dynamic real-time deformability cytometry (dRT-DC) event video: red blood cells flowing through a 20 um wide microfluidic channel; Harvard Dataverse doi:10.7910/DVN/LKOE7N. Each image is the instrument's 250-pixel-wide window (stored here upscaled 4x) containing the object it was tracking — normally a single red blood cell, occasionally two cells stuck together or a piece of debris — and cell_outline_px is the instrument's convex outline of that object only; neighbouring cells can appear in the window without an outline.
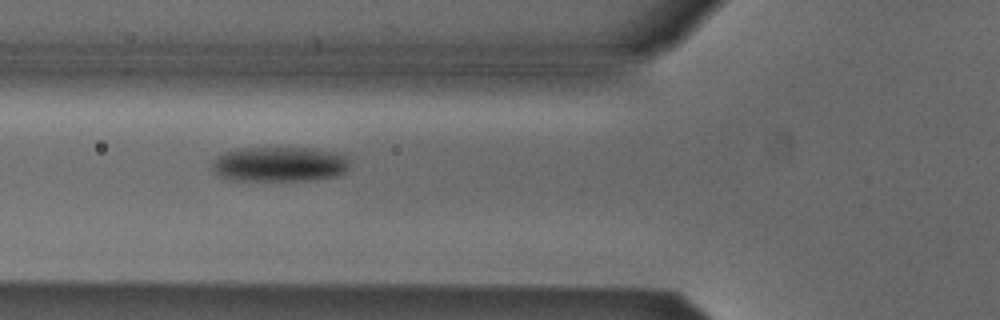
{"species": "Egyptian fruit bat (a non-hibernating species)", "species_latin": "Rousettus aegyptiacus", "temperature_condition": "cold", "stored_images_in_passage": 4, "camera_frame_rate_fps": 3000, "um_per_image_px": 0.085, "animal": {"sex": "male"}, "frame": {"image": 1, "passage_image": 2, "time_ms": 0.333, "image_size_px": [1000, 320], "cell_outline_px": [[348, 168], [344, 172], [336, 176], [308, 180], [232, 180], [220, 176], [212, 168], [212, 160], [224, 152], [236, 148], [312, 148], [332, 152], [348, 156]], "centroid_in_image_um": [23.73, 13.95], "position_along_channel_um": 102.1, "area_um2": 27.92}}
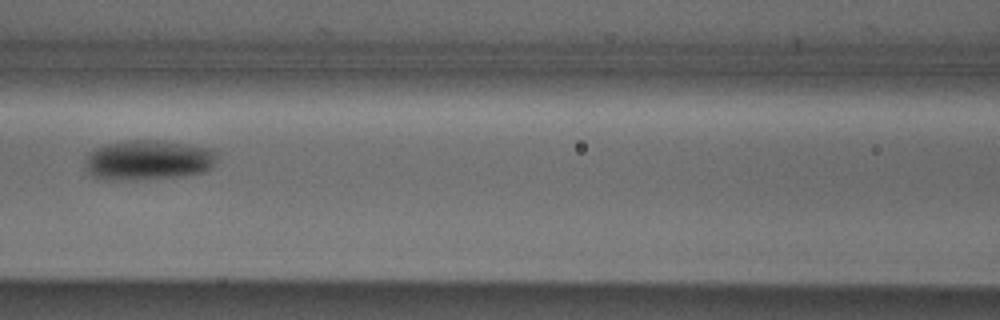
{"frame": {"image": 2, "passage_image": 3, "time_ms": 0.667, "image_size_px": [1000, 320], "cell_outline_px": [[216, 160], [212, 168], [204, 172], [184, 176], [136, 180], [104, 180], [92, 176], [84, 168], [84, 160], [88, 152], [104, 144], [124, 140], [160, 140], [216, 148]], "centroid_in_image_um": [12.59, 13.6], "position_along_channel_um": 154.0, "area_um2": 31.62}}
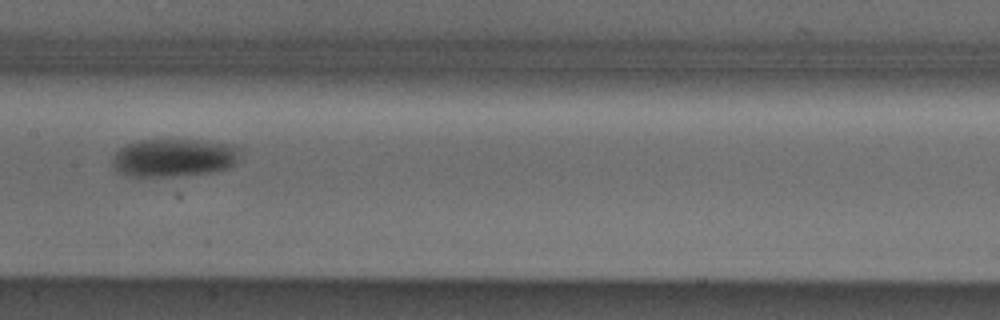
{"frame": {"image": 3, "passage_image": 4, "time_ms": 1.0, "image_size_px": [1000, 320], "cell_outline_px": [[244, 148], [232, 168], [212, 172], [176, 176], [136, 176], [116, 172], [112, 164], [112, 156], [120, 148], [128, 144], [140, 140], [200, 140], [232, 144]], "centroid_in_image_um": [14.84, 13.4], "position_along_channel_um": 192.6, "area_um2": 28.67}}